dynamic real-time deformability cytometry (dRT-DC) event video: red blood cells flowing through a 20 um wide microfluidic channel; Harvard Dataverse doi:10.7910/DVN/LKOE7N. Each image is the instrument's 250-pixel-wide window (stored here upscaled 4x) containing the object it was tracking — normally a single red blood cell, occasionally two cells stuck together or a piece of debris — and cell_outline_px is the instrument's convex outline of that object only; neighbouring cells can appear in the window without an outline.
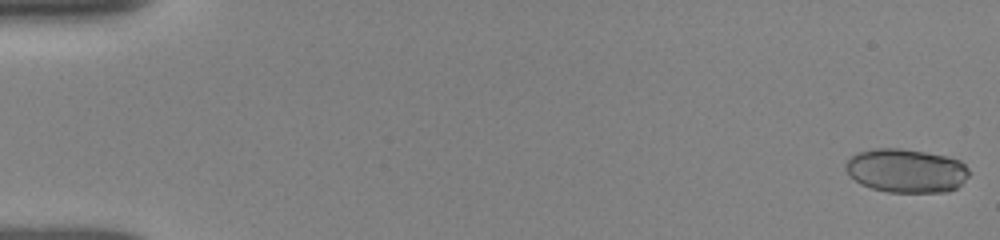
{"species": "human", "species_latin": "Homo sapiens", "temperature_condition": "room temperature", "stored_images_in_passage": 25, "camera_frame_rate_fps": 3000, "um_per_image_px": 0.085, "donor": {"sex": "female"}, "frame": {"image": 1, "passage_image": 1, "time_ms": 0.0, "image_size_px": [1000, 240], "cell_outline_px": [[968, 176], [956, 188], [948, 192], [888, 192], [872, 188], [860, 184], [844, 168], [844, 164], [856, 152], [872, 148], [900, 148], [948, 156], [960, 160], [968, 168]], "centroid_in_image_um": [77.02, 14.5], "position_along_channel_um": 8.0, "area_um2": 31.56}}